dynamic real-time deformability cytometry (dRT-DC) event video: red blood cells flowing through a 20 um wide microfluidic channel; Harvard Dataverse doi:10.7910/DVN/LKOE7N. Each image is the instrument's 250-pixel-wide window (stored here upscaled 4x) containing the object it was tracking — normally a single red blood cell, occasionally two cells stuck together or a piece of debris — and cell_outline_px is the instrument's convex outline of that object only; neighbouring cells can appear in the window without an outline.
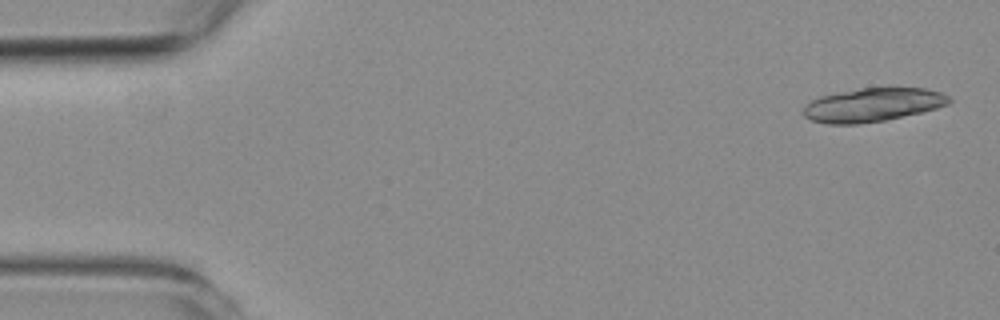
{"species": "common noctule bat (a hibernating species)", "species_latin": "Nyctalus noctula", "temperature_condition": "room temperature", "stored_images_in_passage": 18, "camera_frame_rate_fps": 3000, "um_per_image_px": 0.085, "animal": {"sex": "female", "body_mass_g": 19.3, "forearm_length_mm": 54.1}, "frame": {"image": 1, "passage_image": 2, "time_ms": 0.333, "image_size_px": [1000, 320], "cell_outline_px": [[952, 100], [948, 104], [936, 108], [920, 112], [884, 120], [856, 124], [828, 124], [812, 120], [804, 116], [804, 104], [820, 96], [860, 88], [924, 88], [940, 92], [948, 96]], "centroid_in_image_um": [74.16, 8.91], "position_along_channel_um": 10.8, "area_um2": 28.21}}